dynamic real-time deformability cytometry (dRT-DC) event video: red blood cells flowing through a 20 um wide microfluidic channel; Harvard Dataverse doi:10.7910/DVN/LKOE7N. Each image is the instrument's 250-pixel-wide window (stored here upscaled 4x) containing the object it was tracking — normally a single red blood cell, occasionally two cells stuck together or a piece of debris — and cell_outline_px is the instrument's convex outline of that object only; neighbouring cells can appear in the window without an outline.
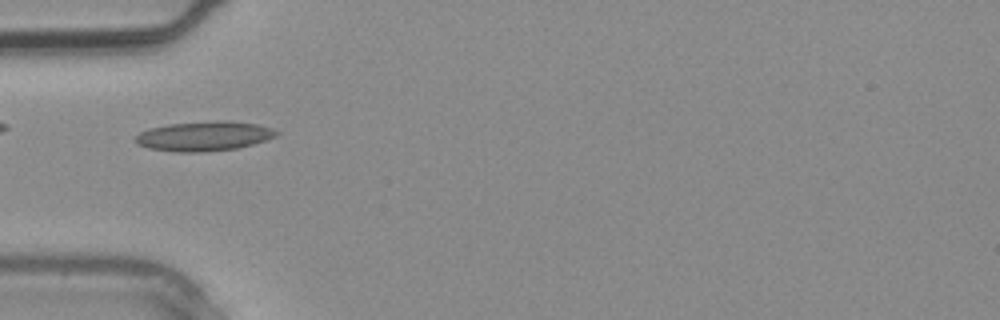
{"species": "common noctule bat (a hibernating species)", "species_latin": "Nyctalus noctula", "temperature_condition": "warm", "stored_images_in_passage": 2, "camera_frame_rate_fps": 3000, "um_per_image_px": 0.085, "animal": {"sex": "male", "body_mass_g": 20.4}, "frame": {"image": 1, "passage_image": 2, "time_ms": 0.333, "image_size_px": [1000, 320], "cell_outline_px": [[280, 132], [276, 136], [268, 140], [240, 148], [200, 152], [180, 152], [148, 148], [136, 144], [136, 136], [140, 132], [148, 128], [168, 124], [224, 120], [256, 124], [272, 128]], "centroid_in_image_um": [17.37, 11.57], "position_along_channel_um": 67.6, "area_um2": 24.39}}